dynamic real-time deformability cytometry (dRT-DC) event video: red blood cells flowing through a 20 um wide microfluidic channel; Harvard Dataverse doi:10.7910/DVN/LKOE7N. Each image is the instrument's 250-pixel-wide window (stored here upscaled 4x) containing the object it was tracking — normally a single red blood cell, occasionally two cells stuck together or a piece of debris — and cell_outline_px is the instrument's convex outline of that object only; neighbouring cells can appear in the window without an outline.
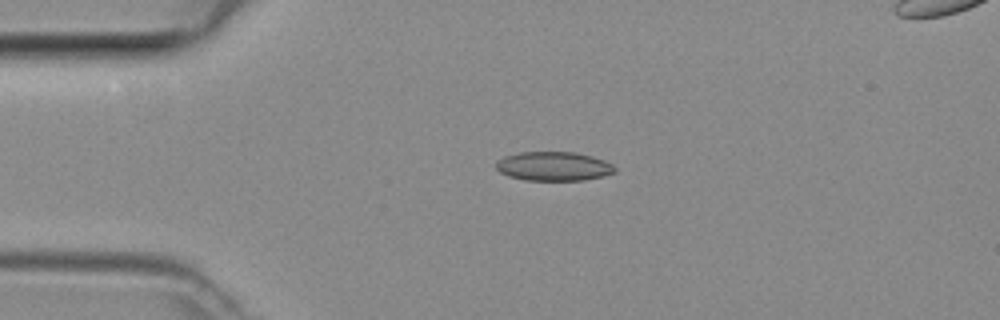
{"species": "common noctule bat (a hibernating species)", "species_latin": "Nyctalus noctula", "temperature_condition": "room temperature", "stored_images_in_passage": 5, "camera_frame_rate_fps": 3000, "um_per_image_px": 0.085, "animal": {"sex": "female", "body_mass_g": 29.2, "forearm_length_mm": 56.3}, "frame": {"image": 1, "passage_image": 2, "time_ms": 0.333, "image_size_px": [1000, 320], "cell_outline_px": [[616, 172], [584, 180], [524, 180], [508, 176], [500, 172], [496, 168], [496, 160], [504, 156], [520, 152], [576, 152], [592, 156], [604, 160], [612, 164], [616, 168]], "centroid_in_image_um": [47.03, 14.12], "position_along_channel_um": 38.0, "area_um2": 20.17}}
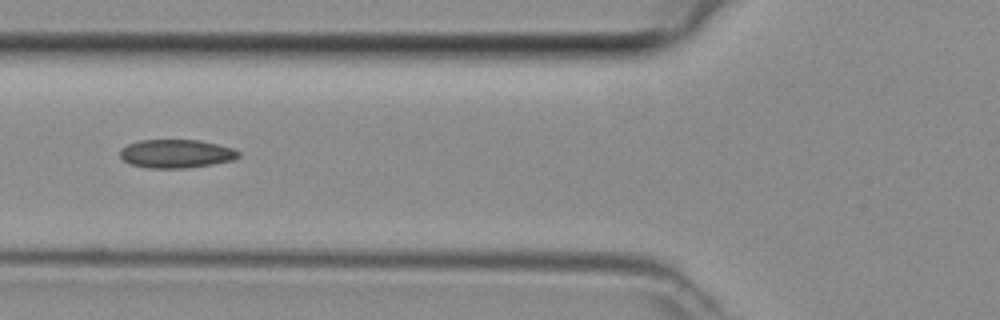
{"frame": {"image": 2, "passage_image": 4, "time_ms": 1.0, "image_size_px": [1000, 320], "cell_outline_px": [[240, 156], [232, 160], [212, 164], [184, 168], [148, 168], [132, 164], [124, 160], [120, 156], [120, 148], [128, 144], [140, 140], [200, 140], [232, 148], [240, 152]], "centroid_in_image_um": [14.96, 13.06], "position_along_channel_um": 110.8, "area_um2": 19.54}}
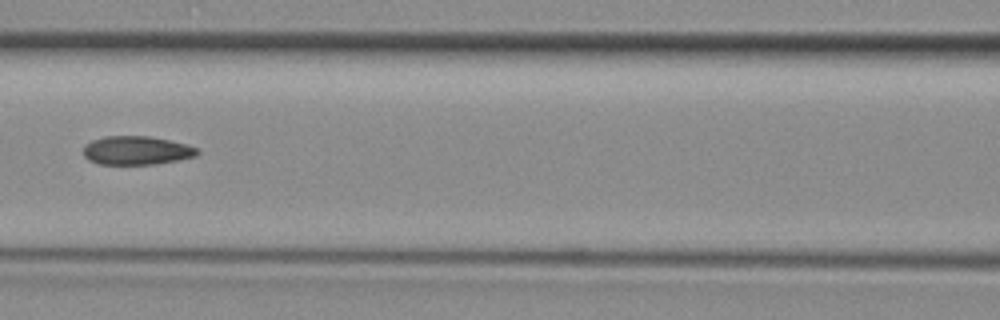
{"frame": {"image": 3, "passage_image": 5, "time_ms": 1.333, "image_size_px": [1000, 320], "cell_outline_px": [[200, 152], [196, 156], [156, 164], [100, 164], [88, 160], [84, 156], [84, 144], [92, 140], [104, 136], [148, 136], [168, 140], [184, 144], [196, 148]], "centroid_in_image_um": [11.56, 12.79], "position_along_channel_um": 155.0, "area_um2": 18.9}}